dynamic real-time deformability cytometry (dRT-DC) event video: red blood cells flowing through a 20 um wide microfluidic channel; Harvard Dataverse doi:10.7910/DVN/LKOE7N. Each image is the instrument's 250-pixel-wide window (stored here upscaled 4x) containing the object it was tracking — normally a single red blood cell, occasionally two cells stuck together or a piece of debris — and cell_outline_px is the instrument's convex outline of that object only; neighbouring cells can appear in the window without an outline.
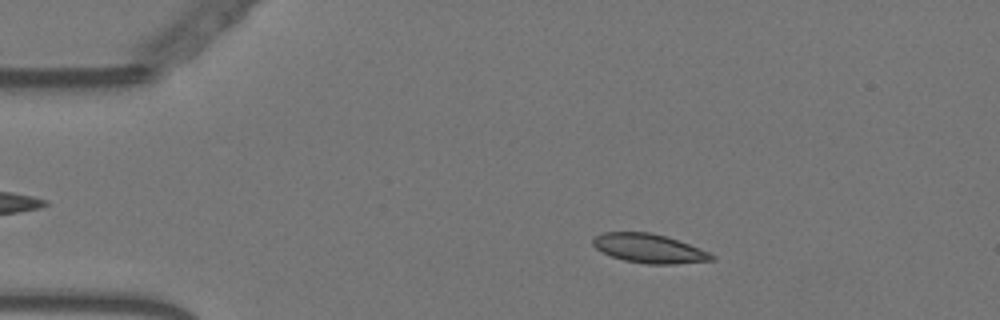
{"species": "Egyptian fruit bat (a non-hibernating species)", "species_latin": "Rousettus aegyptiacus", "temperature_condition": "warm", "stored_images_in_passage": 56, "camera_frame_rate_fps": 3000, "um_per_image_px": 0.085, "animal": {"sex": "female"}, "frame": {"image": 1, "passage_image": 10, "time_ms": 3.0, "image_size_px": [1000, 320], "cell_outline_px": [[716, 260], [676, 264], [648, 264], [624, 260], [600, 252], [592, 244], [592, 240], [596, 236], [604, 232], [648, 232], [664, 236], [688, 244], [708, 252], [716, 256]], "centroid_in_image_um": [55.16, 21.13], "position_along_channel_um": 29.8, "area_um2": 19.94}}
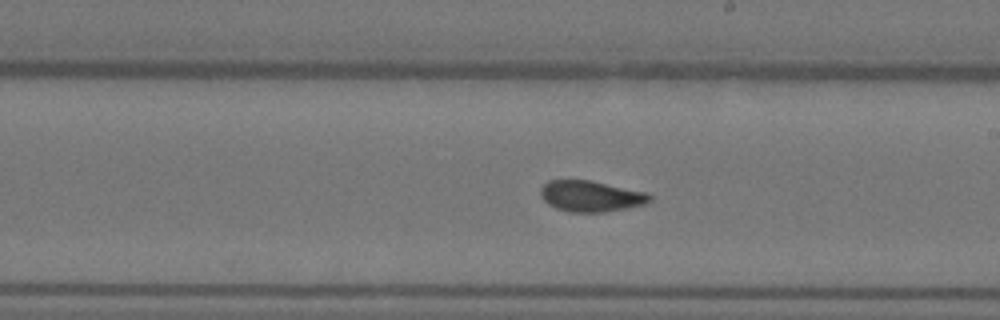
{"frame": {"image": 2, "passage_image": 32, "time_ms": 10.333, "image_size_px": [1000, 320], "cell_outline_px": [[652, 200], [644, 204], [628, 208], [604, 212], [568, 212], [556, 208], [548, 204], [540, 196], [540, 188], [548, 180], [592, 180], [648, 192], [652, 196]], "centroid_in_image_um": [50.24, 16.67], "position_along_channel_um": 238.8, "area_um2": 20.0}}
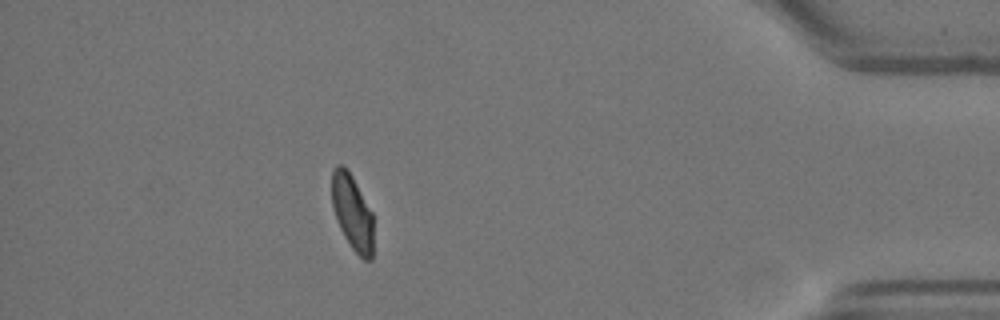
{"frame": {"image": 3, "passage_image": 50, "time_ms": 16.333, "image_size_px": [1000, 320], "cell_outline_px": [[372, 260], [364, 260], [352, 248], [344, 236], [336, 220], [332, 208], [332, 172], [336, 164], [344, 164], [352, 176], [372, 212]], "centroid_in_image_um": [29.92, 18.02], "position_along_channel_um": 405.3, "area_um2": 18.21}, "authors_computed_cell_mechanics": {"area_um2": 19.652, "velocity_mm_per_s": 3.5785, "shape_relaxation_time_tau1_ms": 7.6381, "shape_relaxation_time_tau2_ms": 1.2688, "deformation_change_tau1": 0.2133, "deformation_change_tau2": 0.0467}}